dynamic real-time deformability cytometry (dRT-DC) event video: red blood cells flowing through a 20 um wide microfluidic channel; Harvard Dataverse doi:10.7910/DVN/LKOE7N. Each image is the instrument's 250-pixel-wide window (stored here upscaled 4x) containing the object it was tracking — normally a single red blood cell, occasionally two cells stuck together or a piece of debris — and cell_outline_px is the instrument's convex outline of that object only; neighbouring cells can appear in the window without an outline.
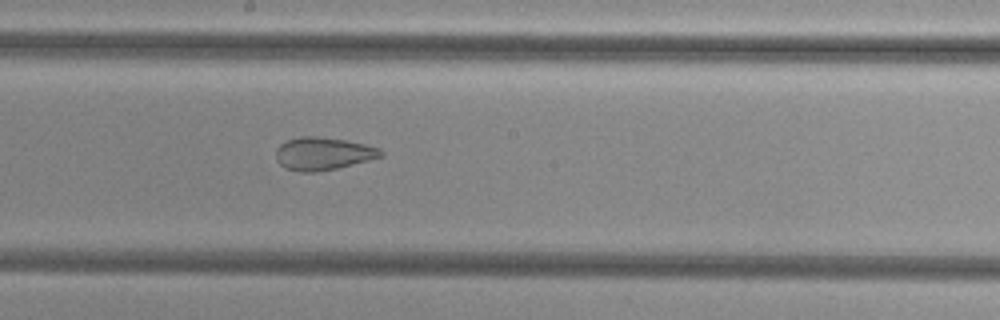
{"species": "common noctule bat (a hibernating species)", "species_latin": "Nyctalus noctula", "temperature_condition": "cold", "stored_images_in_passage": 43, "camera_frame_rate_fps": 3000, "um_per_image_px": 0.085, "animal": {"sex": "female", "body_mass_g": 29.2, "forearm_length_mm": 56.3}, "frame": {"image": 1, "passage_image": 19, "time_ms": 6.0, "image_size_px": [1000, 320], "cell_outline_px": [[384, 156], [336, 168], [316, 172], [300, 172], [288, 168], [280, 164], [276, 160], [276, 148], [280, 144], [288, 140], [300, 136], [316, 136], [344, 140], [364, 144], [380, 148], [384, 152]], "centroid_in_image_um": [27.46, 13.05], "position_along_channel_um": 220.7, "area_um2": 19.88}}
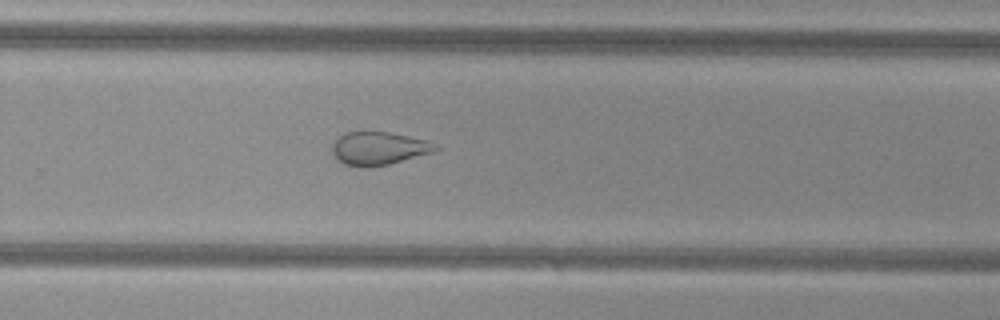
{"frame": {"image": 2, "passage_image": 25, "time_ms": 8.0, "image_size_px": [1000, 320], "cell_outline_px": [[440, 148], [432, 152], [388, 164], [368, 168], [364, 168], [344, 164], [332, 152], [332, 144], [344, 132], [388, 132], [428, 140]], "centroid_in_image_um": [32.18, 12.61], "position_along_channel_um": 297.6, "area_um2": 19.71}, "authors_computed_cell_mechanics": {"area_um2": 25.143, "velocity_mm_per_s": 3.8489, "shape_relaxation_time_tau1_ms": null, "shape_relaxation_time_tau2_ms": 2.4648, "deformation_change_tau1": null, "deformation_change_tau2": 0.0989}}